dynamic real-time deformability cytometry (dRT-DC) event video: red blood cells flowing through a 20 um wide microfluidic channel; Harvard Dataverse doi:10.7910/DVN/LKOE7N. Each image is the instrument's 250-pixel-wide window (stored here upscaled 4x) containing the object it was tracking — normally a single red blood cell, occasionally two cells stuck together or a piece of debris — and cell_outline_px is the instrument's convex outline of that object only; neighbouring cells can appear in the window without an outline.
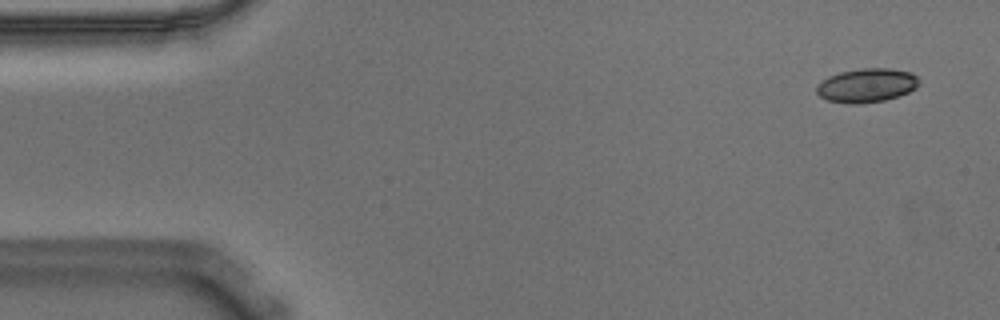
{"species": "Egyptian fruit bat (a non-hibernating species)", "species_latin": "Rousettus aegyptiacus", "temperature_condition": "warm", "stored_images_in_passage": 53, "camera_frame_rate_fps": 3000, "um_per_image_px": 0.085, "animal": {"sex": "male"}, "frame": {"image": 1, "passage_image": 1, "time_ms": 0.0, "image_size_px": [1000, 320], "cell_outline_px": [[920, 84], [916, 88], [908, 92], [884, 100], [852, 104], [848, 104], [828, 100], [820, 96], [816, 92], [816, 84], [828, 76], [840, 72], [860, 68], [888, 68], [908, 72], [916, 76], [920, 80]], "centroid_in_image_um": [73.64, 7.25], "position_along_channel_um": 11.4, "area_um2": 20.17}}
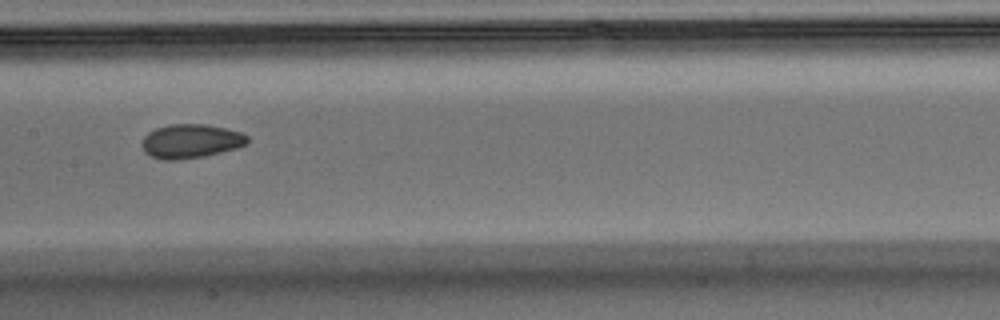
{"frame": {"image": 2, "passage_image": 25, "time_ms": 8.0, "image_size_px": [1000, 320], "cell_outline_px": [[248, 144], [236, 148], [204, 156], [176, 160], [164, 160], [152, 156], [144, 152], [140, 144], [144, 136], [148, 132], [156, 128], [168, 124], [208, 124], [240, 132], [248, 136]], "centroid_in_image_um": [16.19, 11.99], "position_along_channel_um": 191.2, "area_um2": 20.98}}
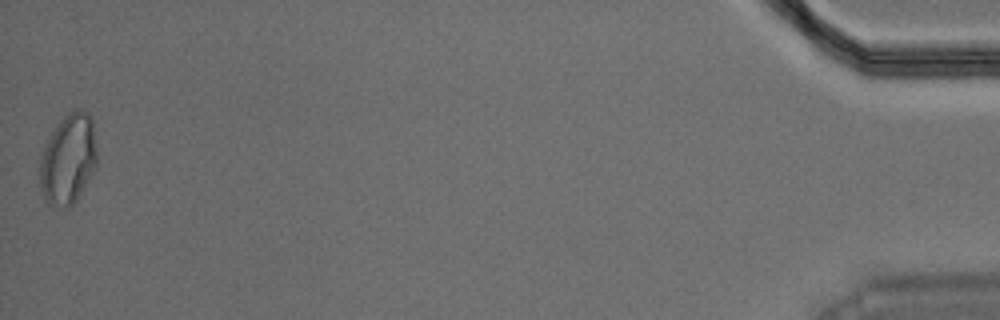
{"frame": {"image": 3, "passage_image": 53, "time_ms": 17.333, "image_size_px": [1000, 320], "cell_outline_px": [[96, 164], [92, 172], [76, 200], [68, 208], [64, 208], [48, 204], [44, 200], [40, 188], [40, 156], [44, 144], [48, 136], [60, 120], [72, 108], [80, 108], [88, 112], [92, 116], [96, 144]], "centroid_in_image_um": [5.78, 13.48], "position_along_channel_um": 429.4, "area_um2": 30.4}, "authors_computed_cell_mechanics": {"area_um2": 20.6346, "velocity_mm_per_s": 3.6163, "shape_relaxation_time_tau1_ms": null, "shape_relaxation_time_tau2_ms": 1.622, "deformation_change_tau1": null, "deformation_change_tau2": 0.0491}}